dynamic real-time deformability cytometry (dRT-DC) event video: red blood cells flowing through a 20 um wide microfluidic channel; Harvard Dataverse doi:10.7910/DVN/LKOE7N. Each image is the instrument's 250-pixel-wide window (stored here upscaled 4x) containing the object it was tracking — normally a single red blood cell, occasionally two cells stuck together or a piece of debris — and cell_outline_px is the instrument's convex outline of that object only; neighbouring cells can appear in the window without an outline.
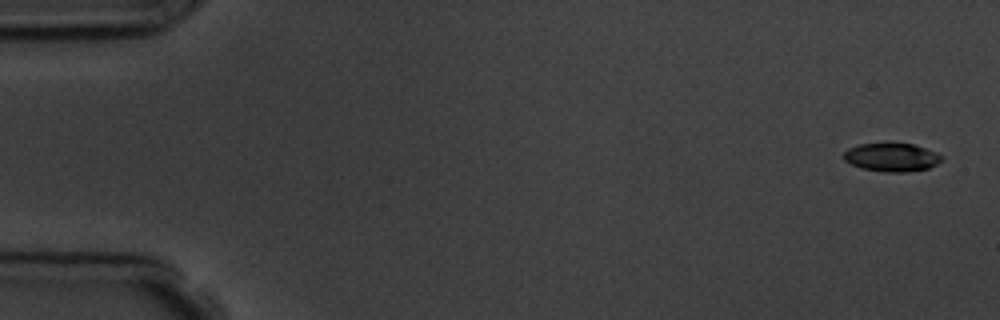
{"species": "common noctule bat (a hibernating species)", "species_latin": "Nyctalus noctula", "temperature_condition": "room temperature", "stored_images_in_passage": 6, "camera_frame_rate_fps": 3000, "um_per_image_px": 0.085, "animal": {"sex": "male", "body_mass_g": 19.5, "forearm_length_mm": 54.6}, "frame": {"image": 1, "passage_image": 1, "time_ms": 0.0, "image_size_px": [1000, 320], "cell_outline_px": [[944, 156], [936, 164], [928, 168], [904, 172], [884, 172], [860, 168], [844, 160], [844, 152], [848, 148], [860, 144], [888, 140], [912, 144], [936, 152]], "centroid_in_image_um": [75.76, 13.32], "position_along_channel_um": 9.2, "area_um2": 16.7}}
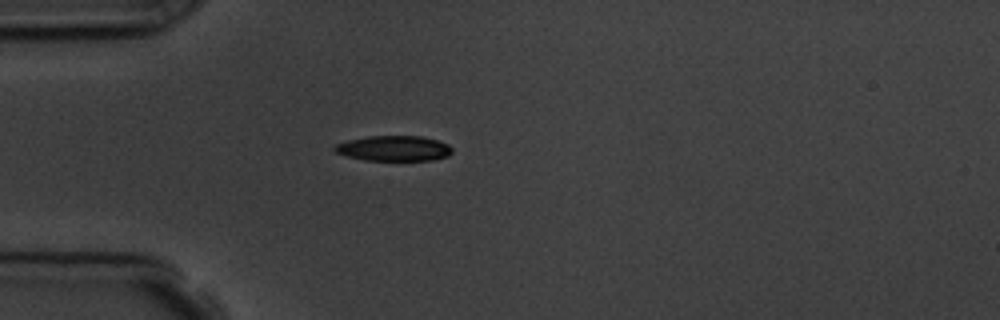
{"frame": {"image": 2, "passage_image": 5, "time_ms": 4.667, "image_size_px": [1000, 320], "cell_outline_px": [[452, 152], [448, 156], [432, 160], [364, 160], [348, 156], [336, 152], [332, 148], [336, 144], [348, 140], [368, 136], [420, 136], [436, 140], [448, 144], [452, 148]], "centroid_in_image_um": [33.48, 12.61], "position_along_channel_um": 51.5, "area_um2": 17.22}}